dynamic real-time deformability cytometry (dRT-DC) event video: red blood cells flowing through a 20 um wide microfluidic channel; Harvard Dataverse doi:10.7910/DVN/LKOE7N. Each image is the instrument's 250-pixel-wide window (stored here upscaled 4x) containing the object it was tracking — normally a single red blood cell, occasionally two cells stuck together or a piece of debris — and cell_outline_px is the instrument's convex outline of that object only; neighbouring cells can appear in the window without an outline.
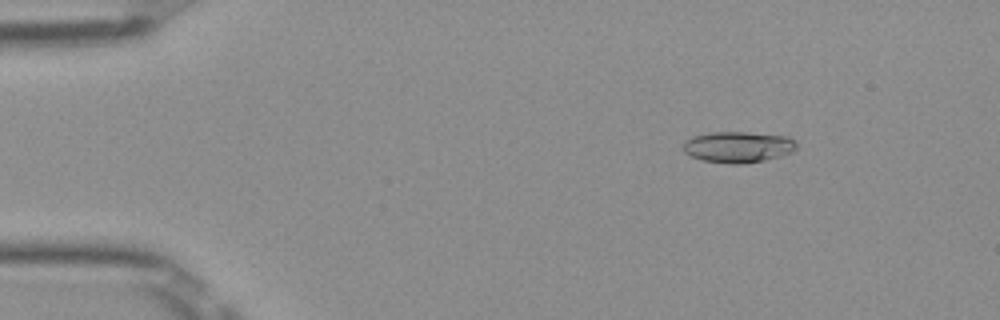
{"species": "Egyptian fruit bat (a non-hibernating species)", "species_latin": "Rousettus aegyptiacus", "temperature_condition": "room temperature", "stored_images_in_passage": 10, "segment_of_instrument_passage": [2, 2], "camera_frame_rate_fps": 3000, "um_per_image_px": 0.085, "frame": {"image": 1, "passage_image": 10, "time_ms": 3.0, "image_size_px": [1000, 320], "cell_outline_px": [[796, 148], [792, 152], [780, 156], [764, 160], [740, 164], [728, 164], [704, 160], [692, 156], [684, 152], [684, 140], [692, 136], [708, 132], [748, 132], [788, 136], [796, 144]], "centroid_in_image_um": [62.71, 12.48], "position_along_channel_um": 22.3, "area_um2": 20.52}}